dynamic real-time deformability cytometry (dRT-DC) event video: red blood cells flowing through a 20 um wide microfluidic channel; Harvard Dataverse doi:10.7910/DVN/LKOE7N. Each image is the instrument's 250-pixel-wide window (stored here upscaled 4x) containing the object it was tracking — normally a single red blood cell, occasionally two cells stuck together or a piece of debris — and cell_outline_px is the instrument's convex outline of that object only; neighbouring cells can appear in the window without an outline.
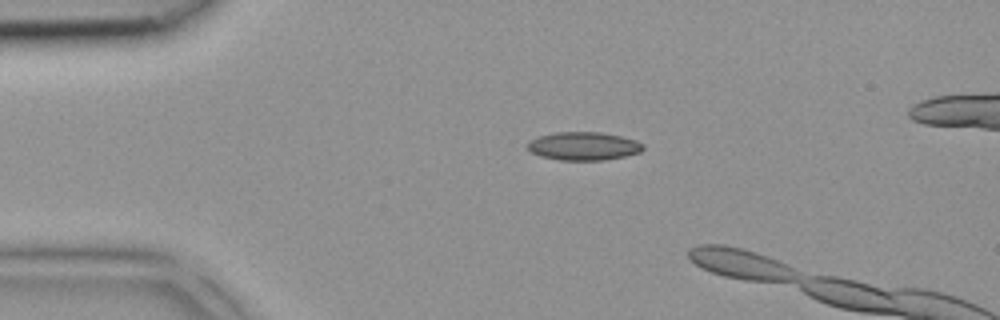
{"species": "common noctule bat (a hibernating species)", "species_latin": "Nyctalus noctula", "temperature_condition": "room temperature", "stored_images_in_passage": 2, "camera_frame_rate_fps": 3000, "um_per_image_px": 0.085, "animal": {"sex": "female", "body_mass_g": 18.4}, "frame": {"image": 1, "passage_image": 1, "time_ms": 0.0, "image_size_px": [1000, 320], "cell_outline_px": [[644, 148], [640, 152], [624, 156], [604, 160], [560, 160], [540, 156], [532, 152], [528, 148], [528, 140], [540, 136], [556, 132], [600, 132], [620, 136], [636, 140], [644, 144]], "centroid_in_image_um": [49.61, 12.42], "position_along_channel_um": 35.4, "area_um2": 18.96}}